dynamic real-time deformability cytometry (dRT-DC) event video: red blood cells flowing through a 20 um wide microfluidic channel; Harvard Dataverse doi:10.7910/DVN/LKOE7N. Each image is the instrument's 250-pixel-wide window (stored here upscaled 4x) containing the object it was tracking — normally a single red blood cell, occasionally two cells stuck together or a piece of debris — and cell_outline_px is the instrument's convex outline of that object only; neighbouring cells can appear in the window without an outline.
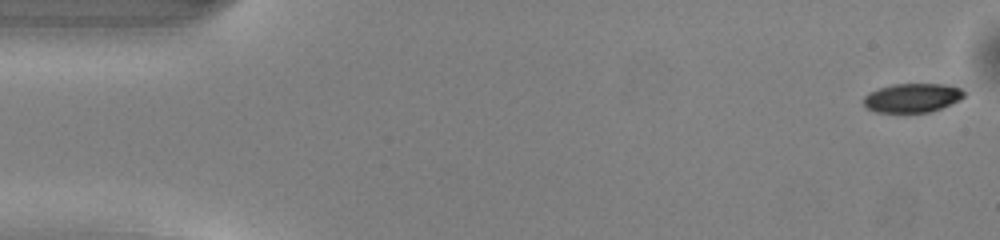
{"species": "common noctule bat (a hibernating species)", "species_latin": "Nyctalus noctula", "temperature_condition": "warm", "stored_images_in_passage": 21, "camera_frame_rate_fps": 3000, "um_per_image_px": 0.085, "animal": {"sex": "male", "body_mass_g": 13.0, "forearm_length_mm": 53.1}, "frame": {"image": 1, "passage_image": 1, "time_ms": 0.0, "image_size_px": [1000, 240], "cell_outline_px": [[964, 96], [960, 100], [940, 108], [928, 112], [876, 112], [868, 108], [864, 104], [864, 96], [868, 92], [892, 84], [944, 84], [960, 88], [964, 92]], "centroid_in_image_um": [77.53, 8.31], "position_along_channel_um": 7.5, "area_um2": 16.82}}
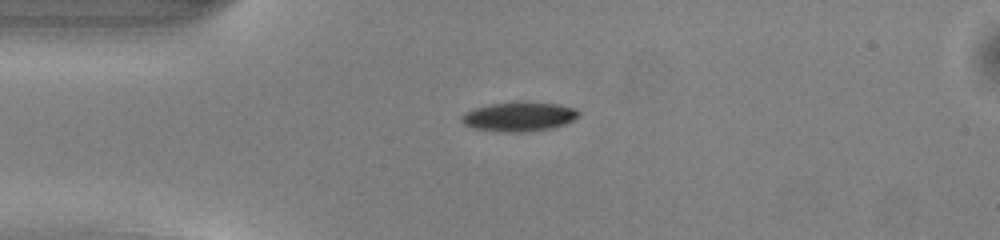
{"frame": {"image": 2, "passage_image": 12, "time_ms": 3.667, "image_size_px": [1000, 240], "cell_outline_px": [[580, 116], [564, 124], [552, 128], [524, 132], [504, 132], [472, 128], [464, 124], [460, 120], [460, 116], [464, 112], [476, 108], [492, 104], [520, 100], [528, 100], [560, 104], [576, 108], [580, 112]], "centroid_in_image_um": [44.14, 9.89], "position_along_channel_um": 40.9, "area_um2": 20.52}}
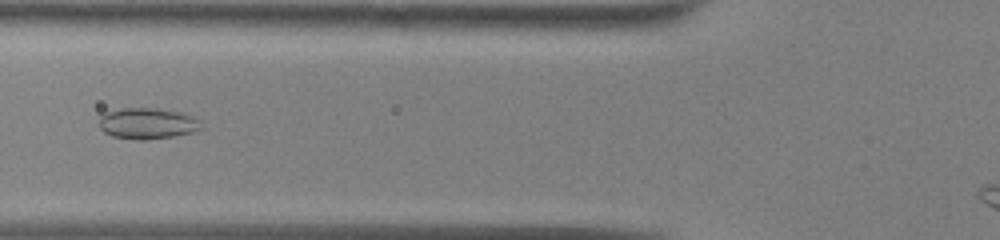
{"frame": {"image": 3, "passage_image": 19, "time_ms": 6.0, "image_size_px": [1000, 240], "cell_outline_px": [[204, 128], [196, 132], [176, 136], [148, 140], [136, 140], [112, 136], [104, 132], [96, 124], [100, 112], [140, 104], [188, 112], [200, 120]], "centroid_in_image_um": [12.53, 10.43], "position_along_channel_um": 113.3, "area_um2": 20.29}}